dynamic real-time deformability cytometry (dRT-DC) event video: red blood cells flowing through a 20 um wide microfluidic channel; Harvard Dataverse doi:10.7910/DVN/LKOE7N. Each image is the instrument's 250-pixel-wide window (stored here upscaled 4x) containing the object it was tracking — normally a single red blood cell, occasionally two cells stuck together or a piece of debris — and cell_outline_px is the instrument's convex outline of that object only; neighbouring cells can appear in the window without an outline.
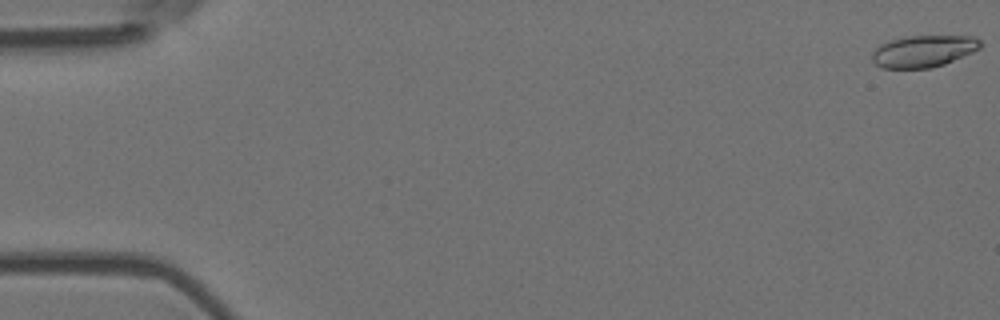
{"species": "Egyptian fruit bat (a non-hibernating species)", "species_latin": "Rousettus aegyptiacus", "temperature_condition": "room temperature", "stored_images_in_passage": 6, "camera_frame_rate_fps": 3000, "um_per_image_px": 0.085, "animal": {"sex": "female"}, "frame": {"image": 1, "passage_image": 1, "time_ms": 0.0, "image_size_px": [1000, 320], "cell_outline_px": [[980, 48], [972, 52], [944, 64], [932, 68], [884, 68], [876, 64], [872, 60], [872, 52], [880, 44], [904, 36], [972, 36], [980, 40]], "centroid_in_image_um": [78.48, 4.35], "position_along_channel_um": 6.5, "area_um2": 19.94}}
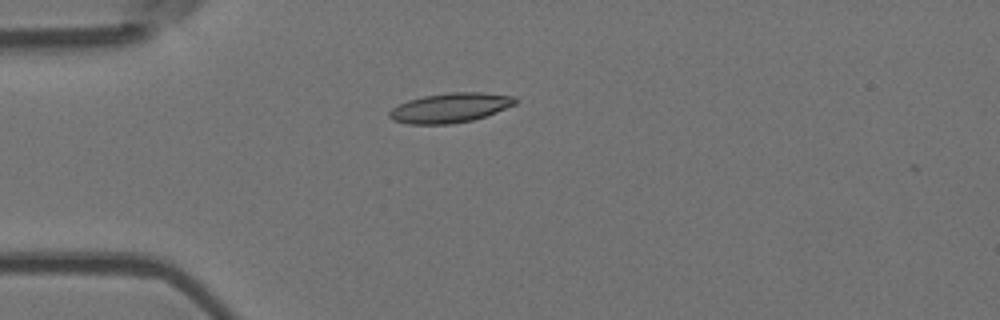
{"frame": {"image": 2, "passage_image": 5, "time_ms": 1.333, "image_size_px": [1000, 320], "cell_outline_px": [[516, 104], [496, 112], [472, 120], [448, 124], [408, 124], [392, 120], [388, 116], [388, 112], [392, 108], [408, 100], [424, 96], [448, 92], [480, 92], [512, 96], [516, 100]], "centroid_in_image_um": [38.22, 9.16], "position_along_channel_um": 46.8, "area_um2": 21.56}}